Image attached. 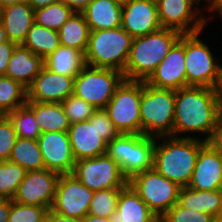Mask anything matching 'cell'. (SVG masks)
<instances>
[{
    "label": "cell",
    "mask_w": 222,
    "mask_h": 222,
    "mask_svg": "<svg viewBox=\"0 0 222 222\" xmlns=\"http://www.w3.org/2000/svg\"><path fill=\"white\" fill-rule=\"evenodd\" d=\"M75 12L62 1L34 11L37 25L58 31Z\"/></svg>",
    "instance_id": "obj_32"
},
{
    "label": "cell",
    "mask_w": 222,
    "mask_h": 222,
    "mask_svg": "<svg viewBox=\"0 0 222 222\" xmlns=\"http://www.w3.org/2000/svg\"><path fill=\"white\" fill-rule=\"evenodd\" d=\"M45 169L60 175L72 174L74 158L68 132H46L38 137Z\"/></svg>",
    "instance_id": "obj_16"
},
{
    "label": "cell",
    "mask_w": 222,
    "mask_h": 222,
    "mask_svg": "<svg viewBox=\"0 0 222 222\" xmlns=\"http://www.w3.org/2000/svg\"><path fill=\"white\" fill-rule=\"evenodd\" d=\"M94 191L73 174L60 175L52 210L67 217L84 218L88 214Z\"/></svg>",
    "instance_id": "obj_14"
},
{
    "label": "cell",
    "mask_w": 222,
    "mask_h": 222,
    "mask_svg": "<svg viewBox=\"0 0 222 222\" xmlns=\"http://www.w3.org/2000/svg\"><path fill=\"white\" fill-rule=\"evenodd\" d=\"M133 38L162 28L156 0H128L122 5V26Z\"/></svg>",
    "instance_id": "obj_17"
},
{
    "label": "cell",
    "mask_w": 222,
    "mask_h": 222,
    "mask_svg": "<svg viewBox=\"0 0 222 222\" xmlns=\"http://www.w3.org/2000/svg\"><path fill=\"white\" fill-rule=\"evenodd\" d=\"M9 161L22 166L27 171L45 169L38 140L17 138Z\"/></svg>",
    "instance_id": "obj_30"
},
{
    "label": "cell",
    "mask_w": 222,
    "mask_h": 222,
    "mask_svg": "<svg viewBox=\"0 0 222 222\" xmlns=\"http://www.w3.org/2000/svg\"><path fill=\"white\" fill-rule=\"evenodd\" d=\"M61 105L70 125L82 121H88L96 110L91 104L74 94L63 100Z\"/></svg>",
    "instance_id": "obj_36"
},
{
    "label": "cell",
    "mask_w": 222,
    "mask_h": 222,
    "mask_svg": "<svg viewBox=\"0 0 222 222\" xmlns=\"http://www.w3.org/2000/svg\"><path fill=\"white\" fill-rule=\"evenodd\" d=\"M44 66L57 74L75 78L85 66L84 55L76 49L60 45L44 60Z\"/></svg>",
    "instance_id": "obj_28"
},
{
    "label": "cell",
    "mask_w": 222,
    "mask_h": 222,
    "mask_svg": "<svg viewBox=\"0 0 222 222\" xmlns=\"http://www.w3.org/2000/svg\"><path fill=\"white\" fill-rule=\"evenodd\" d=\"M155 145V137L121 133L108 143L106 153L129 180L135 174L153 168Z\"/></svg>",
    "instance_id": "obj_7"
},
{
    "label": "cell",
    "mask_w": 222,
    "mask_h": 222,
    "mask_svg": "<svg viewBox=\"0 0 222 222\" xmlns=\"http://www.w3.org/2000/svg\"><path fill=\"white\" fill-rule=\"evenodd\" d=\"M133 37L122 27L90 31L85 65L123 72Z\"/></svg>",
    "instance_id": "obj_5"
},
{
    "label": "cell",
    "mask_w": 222,
    "mask_h": 222,
    "mask_svg": "<svg viewBox=\"0 0 222 222\" xmlns=\"http://www.w3.org/2000/svg\"><path fill=\"white\" fill-rule=\"evenodd\" d=\"M216 91H217V97H218L219 104H220V106H222V72H221V76L219 78L218 85L216 87Z\"/></svg>",
    "instance_id": "obj_49"
},
{
    "label": "cell",
    "mask_w": 222,
    "mask_h": 222,
    "mask_svg": "<svg viewBox=\"0 0 222 222\" xmlns=\"http://www.w3.org/2000/svg\"><path fill=\"white\" fill-rule=\"evenodd\" d=\"M122 189L94 191L88 214L109 218L116 210Z\"/></svg>",
    "instance_id": "obj_35"
},
{
    "label": "cell",
    "mask_w": 222,
    "mask_h": 222,
    "mask_svg": "<svg viewBox=\"0 0 222 222\" xmlns=\"http://www.w3.org/2000/svg\"><path fill=\"white\" fill-rule=\"evenodd\" d=\"M12 200L0 198V222H8Z\"/></svg>",
    "instance_id": "obj_46"
},
{
    "label": "cell",
    "mask_w": 222,
    "mask_h": 222,
    "mask_svg": "<svg viewBox=\"0 0 222 222\" xmlns=\"http://www.w3.org/2000/svg\"><path fill=\"white\" fill-rule=\"evenodd\" d=\"M74 78L57 74L45 66L27 88V101L61 103L73 94Z\"/></svg>",
    "instance_id": "obj_18"
},
{
    "label": "cell",
    "mask_w": 222,
    "mask_h": 222,
    "mask_svg": "<svg viewBox=\"0 0 222 222\" xmlns=\"http://www.w3.org/2000/svg\"><path fill=\"white\" fill-rule=\"evenodd\" d=\"M22 45L45 60L61 44L58 31L34 23Z\"/></svg>",
    "instance_id": "obj_29"
},
{
    "label": "cell",
    "mask_w": 222,
    "mask_h": 222,
    "mask_svg": "<svg viewBox=\"0 0 222 222\" xmlns=\"http://www.w3.org/2000/svg\"><path fill=\"white\" fill-rule=\"evenodd\" d=\"M141 81L124 80L104 108L120 133L141 134Z\"/></svg>",
    "instance_id": "obj_11"
},
{
    "label": "cell",
    "mask_w": 222,
    "mask_h": 222,
    "mask_svg": "<svg viewBox=\"0 0 222 222\" xmlns=\"http://www.w3.org/2000/svg\"><path fill=\"white\" fill-rule=\"evenodd\" d=\"M206 13H209L210 15H207L209 24L210 20L216 18V15L218 16L222 12V0H206Z\"/></svg>",
    "instance_id": "obj_43"
},
{
    "label": "cell",
    "mask_w": 222,
    "mask_h": 222,
    "mask_svg": "<svg viewBox=\"0 0 222 222\" xmlns=\"http://www.w3.org/2000/svg\"><path fill=\"white\" fill-rule=\"evenodd\" d=\"M96 130L107 143L121 134L110 120L105 109H96Z\"/></svg>",
    "instance_id": "obj_40"
},
{
    "label": "cell",
    "mask_w": 222,
    "mask_h": 222,
    "mask_svg": "<svg viewBox=\"0 0 222 222\" xmlns=\"http://www.w3.org/2000/svg\"><path fill=\"white\" fill-rule=\"evenodd\" d=\"M0 25H1V8H0Z\"/></svg>",
    "instance_id": "obj_57"
},
{
    "label": "cell",
    "mask_w": 222,
    "mask_h": 222,
    "mask_svg": "<svg viewBox=\"0 0 222 222\" xmlns=\"http://www.w3.org/2000/svg\"><path fill=\"white\" fill-rule=\"evenodd\" d=\"M68 135L74 158H94L107 152L108 143L96 130V110L88 121L71 124Z\"/></svg>",
    "instance_id": "obj_19"
},
{
    "label": "cell",
    "mask_w": 222,
    "mask_h": 222,
    "mask_svg": "<svg viewBox=\"0 0 222 222\" xmlns=\"http://www.w3.org/2000/svg\"><path fill=\"white\" fill-rule=\"evenodd\" d=\"M204 31L185 34L187 86L216 89L222 72V62L219 61V57H216L219 56L218 53L215 55L214 50L207 44L209 42L205 41L204 37H201Z\"/></svg>",
    "instance_id": "obj_6"
},
{
    "label": "cell",
    "mask_w": 222,
    "mask_h": 222,
    "mask_svg": "<svg viewBox=\"0 0 222 222\" xmlns=\"http://www.w3.org/2000/svg\"><path fill=\"white\" fill-rule=\"evenodd\" d=\"M214 217L201 211L174 204L160 219V222H212Z\"/></svg>",
    "instance_id": "obj_38"
},
{
    "label": "cell",
    "mask_w": 222,
    "mask_h": 222,
    "mask_svg": "<svg viewBox=\"0 0 222 222\" xmlns=\"http://www.w3.org/2000/svg\"><path fill=\"white\" fill-rule=\"evenodd\" d=\"M212 222H220V221H218L216 218H214V219L212 220Z\"/></svg>",
    "instance_id": "obj_56"
},
{
    "label": "cell",
    "mask_w": 222,
    "mask_h": 222,
    "mask_svg": "<svg viewBox=\"0 0 222 222\" xmlns=\"http://www.w3.org/2000/svg\"><path fill=\"white\" fill-rule=\"evenodd\" d=\"M46 218L50 222H83V218H73L56 213L51 208L48 210Z\"/></svg>",
    "instance_id": "obj_44"
},
{
    "label": "cell",
    "mask_w": 222,
    "mask_h": 222,
    "mask_svg": "<svg viewBox=\"0 0 222 222\" xmlns=\"http://www.w3.org/2000/svg\"><path fill=\"white\" fill-rule=\"evenodd\" d=\"M43 67L44 60L20 44L12 52L5 75L28 88Z\"/></svg>",
    "instance_id": "obj_23"
},
{
    "label": "cell",
    "mask_w": 222,
    "mask_h": 222,
    "mask_svg": "<svg viewBox=\"0 0 222 222\" xmlns=\"http://www.w3.org/2000/svg\"><path fill=\"white\" fill-rule=\"evenodd\" d=\"M175 91L161 89L141 81V134L150 137H173Z\"/></svg>",
    "instance_id": "obj_4"
},
{
    "label": "cell",
    "mask_w": 222,
    "mask_h": 222,
    "mask_svg": "<svg viewBox=\"0 0 222 222\" xmlns=\"http://www.w3.org/2000/svg\"><path fill=\"white\" fill-rule=\"evenodd\" d=\"M177 203L184 208L201 211L215 217L222 205V190L200 191L183 187Z\"/></svg>",
    "instance_id": "obj_26"
},
{
    "label": "cell",
    "mask_w": 222,
    "mask_h": 222,
    "mask_svg": "<svg viewBox=\"0 0 222 222\" xmlns=\"http://www.w3.org/2000/svg\"><path fill=\"white\" fill-rule=\"evenodd\" d=\"M83 222H110V221H109V218H106V217H97L91 214H87L83 218Z\"/></svg>",
    "instance_id": "obj_48"
},
{
    "label": "cell",
    "mask_w": 222,
    "mask_h": 222,
    "mask_svg": "<svg viewBox=\"0 0 222 222\" xmlns=\"http://www.w3.org/2000/svg\"><path fill=\"white\" fill-rule=\"evenodd\" d=\"M27 0H0V8H3L5 6L21 3Z\"/></svg>",
    "instance_id": "obj_50"
},
{
    "label": "cell",
    "mask_w": 222,
    "mask_h": 222,
    "mask_svg": "<svg viewBox=\"0 0 222 222\" xmlns=\"http://www.w3.org/2000/svg\"><path fill=\"white\" fill-rule=\"evenodd\" d=\"M188 187L200 191L222 190L220 153L209 142L200 148Z\"/></svg>",
    "instance_id": "obj_20"
},
{
    "label": "cell",
    "mask_w": 222,
    "mask_h": 222,
    "mask_svg": "<svg viewBox=\"0 0 222 222\" xmlns=\"http://www.w3.org/2000/svg\"><path fill=\"white\" fill-rule=\"evenodd\" d=\"M124 80L118 70L85 65L74 78L73 94L96 109H104Z\"/></svg>",
    "instance_id": "obj_8"
},
{
    "label": "cell",
    "mask_w": 222,
    "mask_h": 222,
    "mask_svg": "<svg viewBox=\"0 0 222 222\" xmlns=\"http://www.w3.org/2000/svg\"><path fill=\"white\" fill-rule=\"evenodd\" d=\"M27 170L9 160L0 163V198L13 200Z\"/></svg>",
    "instance_id": "obj_33"
},
{
    "label": "cell",
    "mask_w": 222,
    "mask_h": 222,
    "mask_svg": "<svg viewBox=\"0 0 222 222\" xmlns=\"http://www.w3.org/2000/svg\"><path fill=\"white\" fill-rule=\"evenodd\" d=\"M214 218H216L218 221L222 222V205L220 206L219 211Z\"/></svg>",
    "instance_id": "obj_52"
},
{
    "label": "cell",
    "mask_w": 222,
    "mask_h": 222,
    "mask_svg": "<svg viewBox=\"0 0 222 222\" xmlns=\"http://www.w3.org/2000/svg\"><path fill=\"white\" fill-rule=\"evenodd\" d=\"M61 0H27L28 5L35 11L36 9L46 7L50 4L60 2Z\"/></svg>",
    "instance_id": "obj_47"
},
{
    "label": "cell",
    "mask_w": 222,
    "mask_h": 222,
    "mask_svg": "<svg viewBox=\"0 0 222 222\" xmlns=\"http://www.w3.org/2000/svg\"><path fill=\"white\" fill-rule=\"evenodd\" d=\"M72 174L92 191L123 189L128 179L107 153L75 162Z\"/></svg>",
    "instance_id": "obj_12"
},
{
    "label": "cell",
    "mask_w": 222,
    "mask_h": 222,
    "mask_svg": "<svg viewBox=\"0 0 222 222\" xmlns=\"http://www.w3.org/2000/svg\"><path fill=\"white\" fill-rule=\"evenodd\" d=\"M7 41H9V39L7 37L6 31L3 27V25L1 24L0 25V44L5 43Z\"/></svg>",
    "instance_id": "obj_51"
},
{
    "label": "cell",
    "mask_w": 222,
    "mask_h": 222,
    "mask_svg": "<svg viewBox=\"0 0 222 222\" xmlns=\"http://www.w3.org/2000/svg\"><path fill=\"white\" fill-rule=\"evenodd\" d=\"M7 116L12 121L18 138L37 140L41 135L34 112L27 105L15 109Z\"/></svg>",
    "instance_id": "obj_34"
},
{
    "label": "cell",
    "mask_w": 222,
    "mask_h": 222,
    "mask_svg": "<svg viewBox=\"0 0 222 222\" xmlns=\"http://www.w3.org/2000/svg\"><path fill=\"white\" fill-rule=\"evenodd\" d=\"M219 153H222V116L218 120L211 139L208 141Z\"/></svg>",
    "instance_id": "obj_42"
},
{
    "label": "cell",
    "mask_w": 222,
    "mask_h": 222,
    "mask_svg": "<svg viewBox=\"0 0 222 222\" xmlns=\"http://www.w3.org/2000/svg\"><path fill=\"white\" fill-rule=\"evenodd\" d=\"M220 116L216 89L186 86L175 91L173 137L197 138L208 142Z\"/></svg>",
    "instance_id": "obj_1"
},
{
    "label": "cell",
    "mask_w": 222,
    "mask_h": 222,
    "mask_svg": "<svg viewBox=\"0 0 222 222\" xmlns=\"http://www.w3.org/2000/svg\"><path fill=\"white\" fill-rule=\"evenodd\" d=\"M34 21V10L27 1L1 8V24L9 41L23 44Z\"/></svg>",
    "instance_id": "obj_22"
},
{
    "label": "cell",
    "mask_w": 222,
    "mask_h": 222,
    "mask_svg": "<svg viewBox=\"0 0 222 222\" xmlns=\"http://www.w3.org/2000/svg\"><path fill=\"white\" fill-rule=\"evenodd\" d=\"M26 105L34 112L42 133L68 132L70 124L61 103L27 101Z\"/></svg>",
    "instance_id": "obj_25"
},
{
    "label": "cell",
    "mask_w": 222,
    "mask_h": 222,
    "mask_svg": "<svg viewBox=\"0 0 222 222\" xmlns=\"http://www.w3.org/2000/svg\"><path fill=\"white\" fill-rule=\"evenodd\" d=\"M147 84L161 89L177 91L187 86L185 68V34L172 46L151 76Z\"/></svg>",
    "instance_id": "obj_15"
},
{
    "label": "cell",
    "mask_w": 222,
    "mask_h": 222,
    "mask_svg": "<svg viewBox=\"0 0 222 222\" xmlns=\"http://www.w3.org/2000/svg\"><path fill=\"white\" fill-rule=\"evenodd\" d=\"M217 17H218V19H219V17H221L220 19H222V12L218 16H216V18ZM220 21H222V20H220Z\"/></svg>",
    "instance_id": "obj_54"
},
{
    "label": "cell",
    "mask_w": 222,
    "mask_h": 222,
    "mask_svg": "<svg viewBox=\"0 0 222 222\" xmlns=\"http://www.w3.org/2000/svg\"><path fill=\"white\" fill-rule=\"evenodd\" d=\"M82 14L90 31L122 26V5L114 0H92Z\"/></svg>",
    "instance_id": "obj_24"
},
{
    "label": "cell",
    "mask_w": 222,
    "mask_h": 222,
    "mask_svg": "<svg viewBox=\"0 0 222 222\" xmlns=\"http://www.w3.org/2000/svg\"><path fill=\"white\" fill-rule=\"evenodd\" d=\"M204 1L206 0H156L162 28L173 29L181 34L206 30L209 21Z\"/></svg>",
    "instance_id": "obj_10"
},
{
    "label": "cell",
    "mask_w": 222,
    "mask_h": 222,
    "mask_svg": "<svg viewBox=\"0 0 222 222\" xmlns=\"http://www.w3.org/2000/svg\"><path fill=\"white\" fill-rule=\"evenodd\" d=\"M27 88L6 75L0 76V114L7 115L26 105Z\"/></svg>",
    "instance_id": "obj_31"
},
{
    "label": "cell",
    "mask_w": 222,
    "mask_h": 222,
    "mask_svg": "<svg viewBox=\"0 0 222 222\" xmlns=\"http://www.w3.org/2000/svg\"><path fill=\"white\" fill-rule=\"evenodd\" d=\"M128 184L159 219L177 203L181 190L154 168L135 174Z\"/></svg>",
    "instance_id": "obj_9"
},
{
    "label": "cell",
    "mask_w": 222,
    "mask_h": 222,
    "mask_svg": "<svg viewBox=\"0 0 222 222\" xmlns=\"http://www.w3.org/2000/svg\"><path fill=\"white\" fill-rule=\"evenodd\" d=\"M75 13H82L92 0H61Z\"/></svg>",
    "instance_id": "obj_45"
},
{
    "label": "cell",
    "mask_w": 222,
    "mask_h": 222,
    "mask_svg": "<svg viewBox=\"0 0 222 222\" xmlns=\"http://www.w3.org/2000/svg\"><path fill=\"white\" fill-rule=\"evenodd\" d=\"M206 141L197 138H156L153 168L181 188L188 187L200 148Z\"/></svg>",
    "instance_id": "obj_2"
},
{
    "label": "cell",
    "mask_w": 222,
    "mask_h": 222,
    "mask_svg": "<svg viewBox=\"0 0 222 222\" xmlns=\"http://www.w3.org/2000/svg\"><path fill=\"white\" fill-rule=\"evenodd\" d=\"M220 161H221V166H222V153H220Z\"/></svg>",
    "instance_id": "obj_55"
},
{
    "label": "cell",
    "mask_w": 222,
    "mask_h": 222,
    "mask_svg": "<svg viewBox=\"0 0 222 222\" xmlns=\"http://www.w3.org/2000/svg\"><path fill=\"white\" fill-rule=\"evenodd\" d=\"M60 44L85 54L90 28L82 13H74L58 30Z\"/></svg>",
    "instance_id": "obj_27"
},
{
    "label": "cell",
    "mask_w": 222,
    "mask_h": 222,
    "mask_svg": "<svg viewBox=\"0 0 222 222\" xmlns=\"http://www.w3.org/2000/svg\"><path fill=\"white\" fill-rule=\"evenodd\" d=\"M116 2H118L119 4L123 5L125 4L128 0H114Z\"/></svg>",
    "instance_id": "obj_53"
},
{
    "label": "cell",
    "mask_w": 222,
    "mask_h": 222,
    "mask_svg": "<svg viewBox=\"0 0 222 222\" xmlns=\"http://www.w3.org/2000/svg\"><path fill=\"white\" fill-rule=\"evenodd\" d=\"M47 212L46 207L19 204L12 200L8 222H43Z\"/></svg>",
    "instance_id": "obj_37"
},
{
    "label": "cell",
    "mask_w": 222,
    "mask_h": 222,
    "mask_svg": "<svg viewBox=\"0 0 222 222\" xmlns=\"http://www.w3.org/2000/svg\"><path fill=\"white\" fill-rule=\"evenodd\" d=\"M43 222H50L47 218Z\"/></svg>",
    "instance_id": "obj_58"
},
{
    "label": "cell",
    "mask_w": 222,
    "mask_h": 222,
    "mask_svg": "<svg viewBox=\"0 0 222 222\" xmlns=\"http://www.w3.org/2000/svg\"><path fill=\"white\" fill-rule=\"evenodd\" d=\"M16 45L11 41L0 44V76L6 74L9 60Z\"/></svg>",
    "instance_id": "obj_41"
},
{
    "label": "cell",
    "mask_w": 222,
    "mask_h": 222,
    "mask_svg": "<svg viewBox=\"0 0 222 222\" xmlns=\"http://www.w3.org/2000/svg\"><path fill=\"white\" fill-rule=\"evenodd\" d=\"M181 35L179 31L161 28L150 34L133 38L123 71L125 80L146 81Z\"/></svg>",
    "instance_id": "obj_3"
},
{
    "label": "cell",
    "mask_w": 222,
    "mask_h": 222,
    "mask_svg": "<svg viewBox=\"0 0 222 222\" xmlns=\"http://www.w3.org/2000/svg\"><path fill=\"white\" fill-rule=\"evenodd\" d=\"M13 123L7 115L0 116V160L7 161L17 140Z\"/></svg>",
    "instance_id": "obj_39"
},
{
    "label": "cell",
    "mask_w": 222,
    "mask_h": 222,
    "mask_svg": "<svg viewBox=\"0 0 222 222\" xmlns=\"http://www.w3.org/2000/svg\"><path fill=\"white\" fill-rule=\"evenodd\" d=\"M110 222H159L140 196L127 184L120 192L116 210L109 217Z\"/></svg>",
    "instance_id": "obj_21"
},
{
    "label": "cell",
    "mask_w": 222,
    "mask_h": 222,
    "mask_svg": "<svg viewBox=\"0 0 222 222\" xmlns=\"http://www.w3.org/2000/svg\"><path fill=\"white\" fill-rule=\"evenodd\" d=\"M60 174L48 169L27 171L13 199L16 203L52 208Z\"/></svg>",
    "instance_id": "obj_13"
}]
</instances>
